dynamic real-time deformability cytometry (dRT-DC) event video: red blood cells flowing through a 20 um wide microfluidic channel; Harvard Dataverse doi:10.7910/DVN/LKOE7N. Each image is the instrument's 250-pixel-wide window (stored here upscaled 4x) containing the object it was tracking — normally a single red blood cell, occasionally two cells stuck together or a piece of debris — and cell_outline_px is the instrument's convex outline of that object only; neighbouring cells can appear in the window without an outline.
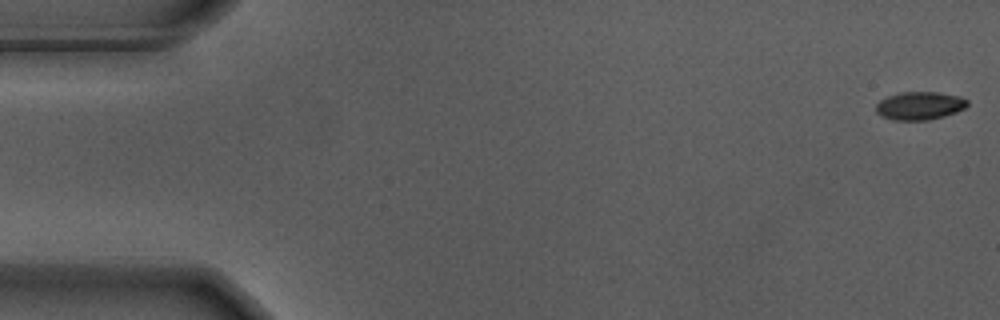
{"species": "Egyptian fruit bat (a non-hibernating species)", "species_latin": "Rousettus aegyptiacus", "temperature_condition": "warm", "stored_images_in_passage": 56, "camera_frame_rate_fps": 3000, "um_per_image_px": 0.085, "animal": {"sex": "male"}, "frame": {"image": 1, "passage_image": 1, "time_ms": 0.0, "image_size_px": [1000, 320], "cell_outline_px": [[968, 104], [964, 108], [956, 112], [944, 116], [928, 120], [892, 120], [876, 112], [876, 104], [880, 100], [888, 96], [900, 92], [940, 92], [960, 96], [968, 100]], "centroid_in_image_um": [78.19, 8.98], "position_along_channel_um": 6.8, "area_um2": 14.97}}
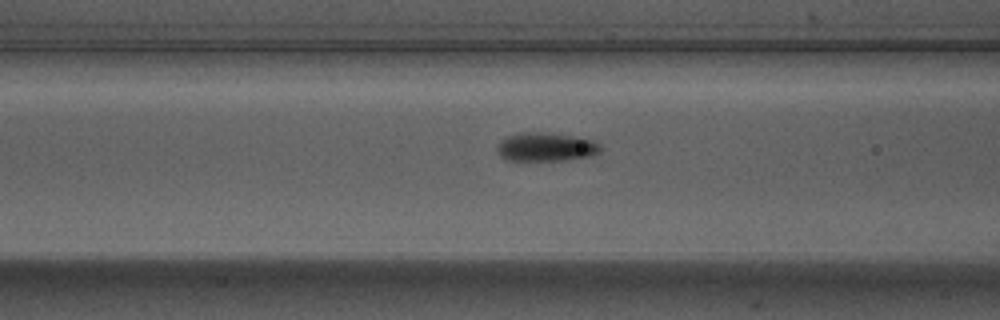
{"frame": {"image": 2, "passage_image": 22, "time_ms": 7.0, "image_size_px": [1000, 320], "cell_outline_px": [[600, 152], [592, 156], [568, 160], [508, 160], [500, 156], [496, 148], [500, 140], [508, 136], [520, 132], [536, 132], [572, 136], [596, 140], [600, 144]], "centroid_in_image_um": [46.42, 12.5], "position_along_channel_um": 120.2, "area_um2": 17.28}}
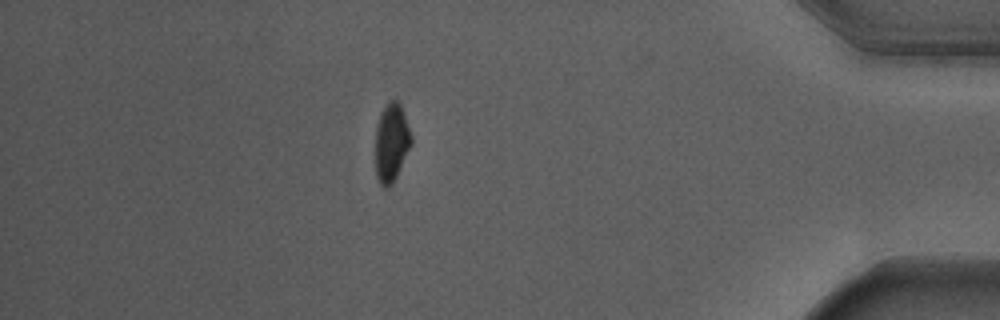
{"frame": {"image": 3, "passage_image": 49, "time_ms": 16.0, "image_size_px": [1000, 320], "cell_outline_px": [[412, 144], [392, 184], [384, 188], [380, 184], [376, 176], [376, 128], [380, 112], [392, 100], [396, 100], [400, 104], [412, 136]], "centroid_in_image_um": [33.27, 12.13], "position_along_channel_um": 401.9, "area_um2": 16.13}, "authors_computed_cell_mechanics": {"area_um2": 16.4152, "velocity_mm_per_s": 3.6571, "shape_relaxation_time_tau1_ms": 2.0304, "shape_relaxation_time_tau2_ms": null, "deformation_change_tau1": 0.1361, "deformation_change_tau2": null}}